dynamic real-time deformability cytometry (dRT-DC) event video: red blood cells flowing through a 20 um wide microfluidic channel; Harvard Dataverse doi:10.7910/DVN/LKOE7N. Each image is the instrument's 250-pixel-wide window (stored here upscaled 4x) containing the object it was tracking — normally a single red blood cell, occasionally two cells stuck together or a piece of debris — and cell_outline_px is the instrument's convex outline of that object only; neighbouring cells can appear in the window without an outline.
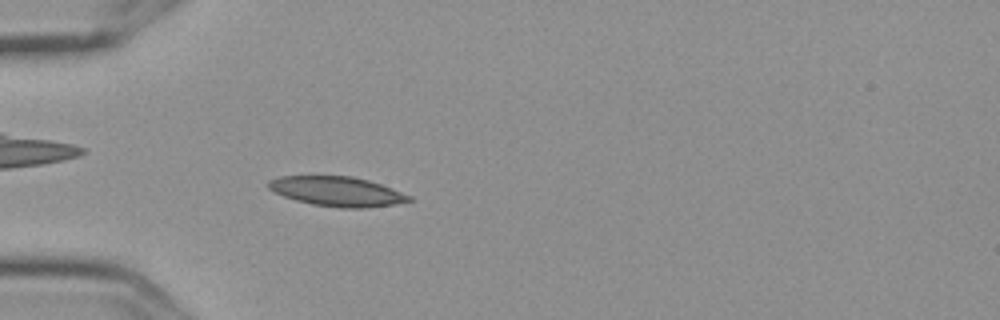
{"species": "Egyptian fruit bat (a non-hibernating species)", "species_latin": "Rousettus aegyptiacus", "temperature_condition": "cold", "stored_images_in_passage": 6, "camera_frame_rate_fps": 3000, "um_per_image_px": 0.085, "frame": {"image": 1, "passage_image": 6, "time_ms": 1.667, "image_size_px": [1000, 320], "cell_outline_px": [[412, 200], [392, 204], [364, 208], [340, 208], [312, 204], [296, 200], [284, 196], [268, 188], [268, 180], [280, 176], [352, 176], [368, 180], [392, 188], [412, 196]], "centroid_in_image_um": [28.64, 16.26], "position_along_channel_um": 56.4, "area_um2": 24.1}}